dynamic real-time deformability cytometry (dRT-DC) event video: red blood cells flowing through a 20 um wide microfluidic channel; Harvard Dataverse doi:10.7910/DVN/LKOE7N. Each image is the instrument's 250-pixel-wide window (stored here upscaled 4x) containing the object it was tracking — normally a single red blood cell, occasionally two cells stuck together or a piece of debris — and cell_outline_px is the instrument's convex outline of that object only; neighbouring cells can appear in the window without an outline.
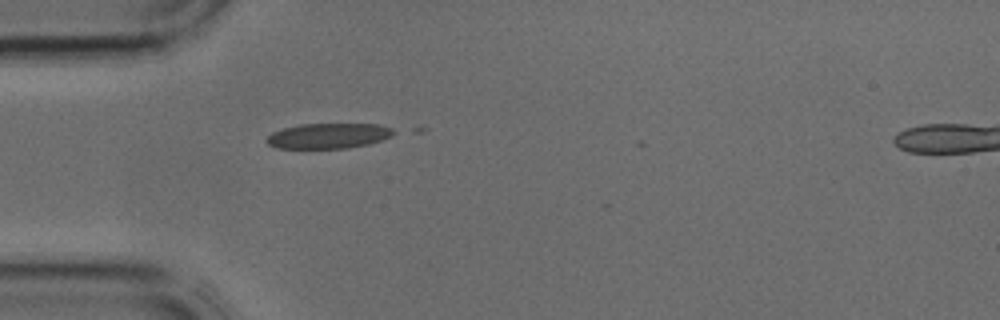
{"species": "common noctule bat (a hibernating species)", "species_latin": "Nyctalus noctula", "temperature_condition": "cold", "stored_images_in_passage": 2, "camera_frame_rate_fps": 3000, "um_per_image_px": 0.085, "animal": {"sex": "male", "body_mass_g": 17.9, "forearm_length_mm": 54.2}, "frame": {"image": 1, "passage_image": 1, "time_ms": 0.0, "image_size_px": [1000, 320], "cell_outline_px": [[400, 132], [392, 136], [368, 144], [348, 148], [276, 148], [268, 144], [264, 140], [272, 132], [284, 128], [300, 124], [380, 124], [392, 128]], "centroid_in_image_um": [27.95, 11.54], "position_along_channel_um": 57.1, "area_um2": 18.84}}